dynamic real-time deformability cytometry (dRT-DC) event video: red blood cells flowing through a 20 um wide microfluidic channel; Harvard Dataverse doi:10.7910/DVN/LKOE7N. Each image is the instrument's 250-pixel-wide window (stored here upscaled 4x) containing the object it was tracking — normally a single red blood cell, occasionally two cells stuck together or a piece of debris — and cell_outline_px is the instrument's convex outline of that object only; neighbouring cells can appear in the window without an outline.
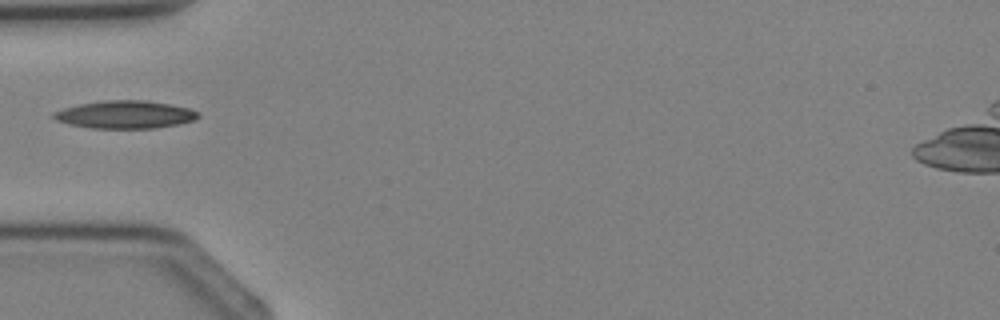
{"species": "Egyptian fruit bat (a non-hibernating species)", "species_latin": "Rousettus aegyptiacus", "temperature_condition": "cold", "stored_images_in_passage": 4, "camera_frame_rate_fps": 3000, "um_per_image_px": 0.085, "animal": {"sex": "female"}, "frame": {"image": 1, "passage_image": 4, "time_ms": 4.333, "image_size_px": [1000, 320], "cell_outline_px": [[200, 116], [196, 120], [180, 124], [156, 128], [92, 128], [68, 124], [56, 120], [52, 116], [52, 112], [64, 108], [80, 104], [104, 100], [144, 100], [168, 104], [188, 108], [200, 112]], "centroid_in_image_um": [10.66, 9.74], "position_along_channel_um": 74.3, "area_um2": 23.47}}